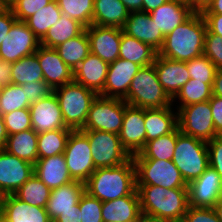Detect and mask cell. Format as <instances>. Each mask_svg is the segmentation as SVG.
Instances as JSON below:
<instances>
[{
	"label": "cell",
	"instance_id": "cell-16",
	"mask_svg": "<svg viewBox=\"0 0 222 222\" xmlns=\"http://www.w3.org/2000/svg\"><path fill=\"white\" fill-rule=\"evenodd\" d=\"M85 29L90 42V53L108 64L119 58L121 28L92 24Z\"/></svg>",
	"mask_w": 222,
	"mask_h": 222
},
{
	"label": "cell",
	"instance_id": "cell-29",
	"mask_svg": "<svg viewBox=\"0 0 222 222\" xmlns=\"http://www.w3.org/2000/svg\"><path fill=\"white\" fill-rule=\"evenodd\" d=\"M129 11L121 0H94L92 24L123 28Z\"/></svg>",
	"mask_w": 222,
	"mask_h": 222
},
{
	"label": "cell",
	"instance_id": "cell-21",
	"mask_svg": "<svg viewBox=\"0 0 222 222\" xmlns=\"http://www.w3.org/2000/svg\"><path fill=\"white\" fill-rule=\"evenodd\" d=\"M122 30L125 34L149 44L157 52L162 48L164 43L165 36L147 12H129Z\"/></svg>",
	"mask_w": 222,
	"mask_h": 222
},
{
	"label": "cell",
	"instance_id": "cell-57",
	"mask_svg": "<svg viewBox=\"0 0 222 222\" xmlns=\"http://www.w3.org/2000/svg\"><path fill=\"white\" fill-rule=\"evenodd\" d=\"M202 14H222V0H212Z\"/></svg>",
	"mask_w": 222,
	"mask_h": 222
},
{
	"label": "cell",
	"instance_id": "cell-2",
	"mask_svg": "<svg viewBox=\"0 0 222 222\" xmlns=\"http://www.w3.org/2000/svg\"><path fill=\"white\" fill-rule=\"evenodd\" d=\"M206 21L202 13L194 12L164 39L158 55L176 61H188L203 55Z\"/></svg>",
	"mask_w": 222,
	"mask_h": 222
},
{
	"label": "cell",
	"instance_id": "cell-55",
	"mask_svg": "<svg viewBox=\"0 0 222 222\" xmlns=\"http://www.w3.org/2000/svg\"><path fill=\"white\" fill-rule=\"evenodd\" d=\"M169 0H143L142 12L150 13Z\"/></svg>",
	"mask_w": 222,
	"mask_h": 222
},
{
	"label": "cell",
	"instance_id": "cell-56",
	"mask_svg": "<svg viewBox=\"0 0 222 222\" xmlns=\"http://www.w3.org/2000/svg\"><path fill=\"white\" fill-rule=\"evenodd\" d=\"M212 0H191L188 4L194 12L202 13Z\"/></svg>",
	"mask_w": 222,
	"mask_h": 222
},
{
	"label": "cell",
	"instance_id": "cell-23",
	"mask_svg": "<svg viewBox=\"0 0 222 222\" xmlns=\"http://www.w3.org/2000/svg\"><path fill=\"white\" fill-rule=\"evenodd\" d=\"M0 218L5 222H52L46 208L29 205L14 194L4 196Z\"/></svg>",
	"mask_w": 222,
	"mask_h": 222
},
{
	"label": "cell",
	"instance_id": "cell-65",
	"mask_svg": "<svg viewBox=\"0 0 222 222\" xmlns=\"http://www.w3.org/2000/svg\"><path fill=\"white\" fill-rule=\"evenodd\" d=\"M4 83H5V78H0V93H1Z\"/></svg>",
	"mask_w": 222,
	"mask_h": 222
},
{
	"label": "cell",
	"instance_id": "cell-44",
	"mask_svg": "<svg viewBox=\"0 0 222 222\" xmlns=\"http://www.w3.org/2000/svg\"><path fill=\"white\" fill-rule=\"evenodd\" d=\"M102 203L85 191L78 203L81 222H103Z\"/></svg>",
	"mask_w": 222,
	"mask_h": 222
},
{
	"label": "cell",
	"instance_id": "cell-45",
	"mask_svg": "<svg viewBox=\"0 0 222 222\" xmlns=\"http://www.w3.org/2000/svg\"><path fill=\"white\" fill-rule=\"evenodd\" d=\"M203 54L222 70V38L219 35L206 31Z\"/></svg>",
	"mask_w": 222,
	"mask_h": 222
},
{
	"label": "cell",
	"instance_id": "cell-37",
	"mask_svg": "<svg viewBox=\"0 0 222 222\" xmlns=\"http://www.w3.org/2000/svg\"><path fill=\"white\" fill-rule=\"evenodd\" d=\"M72 129H56L38 134V159L64 153Z\"/></svg>",
	"mask_w": 222,
	"mask_h": 222
},
{
	"label": "cell",
	"instance_id": "cell-58",
	"mask_svg": "<svg viewBox=\"0 0 222 222\" xmlns=\"http://www.w3.org/2000/svg\"><path fill=\"white\" fill-rule=\"evenodd\" d=\"M129 12L142 11L143 0H121Z\"/></svg>",
	"mask_w": 222,
	"mask_h": 222
},
{
	"label": "cell",
	"instance_id": "cell-6",
	"mask_svg": "<svg viewBox=\"0 0 222 222\" xmlns=\"http://www.w3.org/2000/svg\"><path fill=\"white\" fill-rule=\"evenodd\" d=\"M172 161L188 185L209 166L207 142L180 132Z\"/></svg>",
	"mask_w": 222,
	"mask_h": 222
},
{
	"label": "cell",
	"instance_id": "cell-13",
	"mask_svg": "<svg viewBox=\"0 0 222 222\" xmlns=\"http://www.w3.org/2000/svg\"><path fill=\"white\" fill-rule=\"evenodd\" d=\"M32 175L33 164L4 149L0 151V191L4 196L13 195Z\"/></svg>",
	"mask_w": 222,
	"mask_h": 222
},
{
	"label": "cell",
	"instance_id": "cell-43",
	"mask_svg": "<svg viewBox=\"0 0 222 222\" xmlns=\"http://www.w3.org/2000/svg\"><path fill=\"white\" fill-rule=\"evenodd\" d=\"M8 135L32 129L29 108H22L3 115Z\"/></svg>",
	"mask_w": 222,
	"mask_h": 222
},
{
	"label": "cell",
	"instance_id": "cell-11",
	"mask_svg": "<svg viewBox=\"0 0 222 222\" xmlns=\"http://www.w3.org/2000/svg\"><path fill=\"white\" fill-rule=\"evenodd\" d=\"M63 154L73 180L85 183L96 170L89 139L81 130L71 131Z\"/></svg>",
	"mask_w": 222,
	"mask_h": 222
},
{
	"label": "cell",
	"instance_id": "cell-28",
	"mask_svg": "<svg viewBox=\"0 0 222 222\" xmlns=\"http://www.w3.org/2000/svg\"><path fill=\"white\" fill-rule=\"evenodd\" d=\"M172 106L145 109L146 142L170 134L178 127L177 111Z\"/></svg>",
	"mask_w": 222,
	"mask_h": 222
},
{
	"label": "cell",
	"instance_id": "cell-17",
	"mask_svg": "<svg viewBox=\"0 0 222 222\" xmlns=\"http://www.w3.org/2000/svg\"><path fill=\"white\" fill-rule=\"evenodd\" d=\"M141 68L129 60L117 58L109 64L104 90L100 96L124 100L134 76Z\"/></svg>",
	"mask_w": 222,
	"mask_h": 222
},
{
	"label": "cell",
	"instance_id": "cell-1",
	"mask_svg": "<svg viewBox=\"0 0 222 222\" xmlns=\"http://www.w3.org/2000/svg\"><path fill=\"white\" fill-rule=\"evenodd\" d=\"M137 191L144 217L182 222L189 207L188 188L137 185Z\"/></svg>",
	"mask_w": 222,
	"mask_h": 222
},
{
	"label": "cell",
	"instance_id": "cell-47",
	"mask_svg": "<svg viewBox=\"0 0 222 222\" xmlns=\"http://www.w3.org/2000/svg\"><path fill=\"white\" fill-rule=\"evenodd\" d=\"M182 222H220L211 207H188Z\"/></svg>",
	"mask_w": 222,
	"mask_h": 222
},
{
	"label": "cell",
	"instance_id": "cell-53",
	"mask_svg": "<svg viewBox=\"0 0 222 222\" xmlns=\"http://www.w3.org/2000/svg\"><path fill=\"white\" fill-rule=\"evenodd\" d=\"M80 210L63 212L52 222H81Z\"/></svg>",
	"mask_w": 222,
	"mask_h": 222
},
{
	"label": "cell",
	"instance_id": "cell-4",
	"mask_svg": "<svg viewBox=\"0 0 222 222\" xmlns=\"http://www.w3.org/2000/svg\"><path fill=\"white\" fill-rule=\"evenodd\" d=\"M124 101L130 106L144 109L174 105L159 82L154 64L142 67L138 71Z\"/></svg>",
	"mask_w": 222,
	"mask_h": 222
},
{
	"label": "cell",
	"instance_id": "cell-7",
	"mask_svg": "<svg viewBox=\"0 0 222 222\" xmlns=\"http://www.w3.org/2000/svg\"><path fill=\"white\" fill-rule=\"evenodd\" d=\"M124 111V100L97 95L91 103L86 123L81 131H104L119 134Z\"/></svg>",
	"mask_w": 222,
	"mask_h": 222
},
{
	"label": "cell",
	"instance_id": "cell-48",
	"mask_svg": "<svg viewBox=\"0 0 222 222\" xmlns=\"http://www.w3.org/2000/svg\"><path fill=\"white\" fill-rule=\"evenodd\" d=\"M209 166L214 168L222 180V135L207 142Z\"/></svg>",
	"mask_w": 222,
	"mask_h": 222
},
{
	"label": "cell",
	"instance_id": "cell-51",
	"mask_svg": "<svg viewBox=\"0 0 222 222\" xmlns=\"http://www.w3.org/2000/svg\"><path fill=\"white\" fill-rule=\"evenodd\" d=\"M16 21L17 18L11 8L0 13V45Z\"/></svg>",
	"mask_w": 222,
	"mask_h": 222
},
{
	"label": "cell",
	"instance_id": "cell-26",
	"mask_svg": "<svg viewBox=\"0 0 222 222\" xmlns=\"http://www.w3.org/2000/svg\"><path fill=\"white\" fill-rule=\"evenodd\" d=\"M194 11L189 4L178 0H169L149 13L152 21L164 36L185 22Z\"/></svg>",
	"mask_w": 222,
	"mask_h": 222
},
{
	"label": "cell",
	"instance_id": "cell-15",
	"mask_svg": "<svg viewBox=\"0 0 222 222\" xmlns=\"http://www.w3.org/2000/svg\"><path fill=\"white\" fill-rule=\"evenodd\" d=\"M189 206L213 207L222 197V180L214 168L208 166L203 174L187 185Z\"/></svg>",
	"mask_w": 222,
	"mask_h": 222
},
{
	"label": "cell",
	"instance_id": "cell-59",
	"mask_svg": "<svg viewBox=\"0 0 222 222\" xmlns=\"http://www.w3.org/2000/svg\"><path fill=\"white\" fill-rule=\"evenodd\" d=\"M8 138V133L4 124L3 116L0 115V151L5 148L6 140Z\"/></svg>",
	"mask_w": 222,
	"mask_h": 222
},
{
	"label": "cell",
	"instance_id": "cell-25",
	"mask_svg": "<svg viewBox=\"0 0 222 222\" xmlns=\"http://www.w3.org/2000/svg\"><path fill=\"white\" fill-rule=\"evenodd\" d=\"M142 217L139 194L102 203L103 222H140Z\"/></svg>",
	"mask_w": 222,
	"mask_h": 222
},
{
	"label": "cell",
	"instance_id": "cell-52",
	"mask_svg": "<svg viewBox=\"0 0 222 222\" xmlns=\"http://www.w3.org/2000/svg\"><path fill=\"white\" fill-rule=\"evenodd\" d=\"M210 33L219 35L222 38V14H202Z\"/></svg>",
	"mask_w": 222,
	"mask_h": 222
},
{
	"label": "cell",
	"instance_id": "cell-30",
	"mask_svg": "<svg viewBox=\"0 0 222 222\" xmlns=\"http://www.w3.org/2000/svg\"><path fill=\"white\" fill-rule=\"evenodd\" d=\"M6 82L23 85L44 81L43 70L36 54H31L6 66Z\"/></svg>",
	"mask_w": 222,
	"mask_h": 222
},
{
	"label": "cell",
	"instance_id": "cell-12",
	"mask_svg": "<svg viewBox=\"0 0 222 222\" xmlns=\"http://www.w3.org/2000/svg\"><path fill=\"white\" fill-rule=\"evenodd\" d=\"M40 46L39 39L24 21H16L0 45V59L10 63L34 54Z\"/></svg>",
	"mask_w": 222,
	"mask_h": 222
},
{
	"label": "cell",
	"instance_id": "cell-46",
	"mask_svg": "<svg viewBox=\"0 0 222 222\" xmlns=\"http://www.w3.org/2000/svg\"><path fill=\"white\" fill-rule=\"evenodd\" d=\"M49 3L50 0H18L11 10L18 21H25Z\"/></svg>",
	"mask_w": 222,
	"mask_h": 222
},
{
	"label": "cell",
	"instance_id": "cell-49",
	"mask_svg": "<svg viewBox=\"0 0 222 222\" xmlns=\"http://www.w3.org/2000/svg\"><path fill=\"white\" fill-rule=\"evenodd\" d=\"M21 87L25 90L30 104L37 102L52 92V89L44 81H34L31 84L26 83L21 85Z\"/></svg>",
	"mask_w": 222,
	"mask_h": 222
},
{
	"label": "cell",
	"instance_id": "cell-18",
	"mask_svg": "<svg viewBox=\"0 0 222 222\" xmlns=\"http://www.w3.org/2000/svg\"><path fill=\"white\" fill-rule=\"evenodd\" d=\"M29 109L32 129L37 134L56 129H70L64 123L58 99L53 91L32 103Z\"/></svg>",
	"mask_w": 222,
	"mask_h": 222
},
{
	"label": "cell",
	"instance_id": "cell-9",
	"mask_svg": "<svg viewBox=\"0 0 222 222\" xmlns=\"http://www.w3.org/2000/svg\"><path fill=\"white\" fill-rule=\"evenodd\" d=\"M178 128L183 134L205 142L213 140L215 132L209 100L193 103L177 110Z\"/></svg>",
	"mask_w": 222,
	"mask_h": 222
},
{
	"label": "cell",
	"instance_id": "cell-60",
	"mask_svg": "<svg viewBox=\"0 0 222 222\" xmlns=\"http://www.w3.org/2000/svg\"><path fill=\"white\" fill-rule=\"evenodd\" d=\"M215 211L219 221L222 222V197L212 207Z\"/></svg>",
	"mask_w": 222,
	"mask_h": 222
},
{
	"label": "cell",
	"instance_id": "cell-34",
	"mask_svg": "<svg viewBox=\"0 0 222 222\" xmlns=\"http://www.w3.org/2000/svg\"><path fill=\"white\" fill-rule=\"evenodd\" d=\"M180 132V129L177 127L170 134L146 142L144 148L138 154L133 155L132 158L172 160L177 136Z\"/></svg>",
	"mask_w": 222,
	"mask_h": 222
},
{
	"label": "cell",
	"instance_id": "cell-39",
	"mask_svg": "<svg viewBox=\"0 0 222 222\" xmlns=\"http://www.w3.org/2000/svg\"><path fill=\"white\" fill-rule=\"evenodd\" d=\"M212 84L213 83H203L199 80L191 79L181 87L176 96L172 99V102L179 99V106L177 105V110L181 107L208 101L212 96Z\"/></svg>",
	"mask_w": 222,
	"mask_h": 222
},
{
	"label": "cell",
	"instance_id": "cell-27",
	"mask_svg": "<svg viewBox=\"0 0 222 222\" xmlns=\"http://www.w3.org/2000/svg\"><path fill=\"white\" fill-rule=\"evenodd\" d=\"M34 175L51 190L74 181L69 174L63 153L38 159L34 164Z\"/></svg>",
	"mask_w": 222,
	"mask_h": 222
},
{
	"label": "cell",
	"instance_id": "cell-63",
	"mask_svg": "<svg viewBox=\"0 0 222 222\" xmlns=\"http://www.w3.org/2000/svg\"><path fill=\"white\" fill-rule=\"evenodd\" d=\"M8 8H11L18 0H3Z\"/></svg>",
	"mask_w": 222,
	"mask_h": 222
},
{
	"label": "cell",
	"instance_id": "cell-35",
	"mask_svg": "<svg viewBox=\"0 0 222 222\" xmlns=\"http://www.w3.org/2000/svg\"><path fill=\"white\" fill-rule=\"evenodd\" d=\"M66 65L74 70L89 54L90 42L86 29L75 38L54 48Z\"/></svg>",
	"mask_w": 222,
	"mask_h": 222
},
{
	"label": "cell",
	"instance_id": "cell-42",
	"mask_svg": "<svg viewBox=\"0 0 222 222\" xmlns=\"http://www.w3.org/2000/svg\"><path fill=\"white\" fill-rule=\"evenodd\" d=\"M186 65L191 79L213 83L217 68L204 54L186 61Z\"/></svg>",
	"mask_w": 222,
	"mask_h": 222
},
{
	"label": "cell",
	"instance_id": "cell-67",
	"mask_svg": "<svg viewBox=\"0 0 222 222\" xmlns=\"http://www.w3.org/2000/svg\"><path fill=\"white\" fill-rule=\"evenodd\" d=\"M178 1H182V2H184V3H189L191 0H178Z\"/></svg>",
	"mask_w": 222,
	"mask_h": 222
},
{
	"label": "cell",
	"instance_id": "cell-50",
	"mask_svg": "<svg viewBox=\"0 0 222 222\" xmlns=\"http://www.w3.org/2000/svg\"><path fill=\"white\" fill-rule=\"evenodd\" d=\"M215 132L222 135V98L212 95L209 100Z\"/></svg>",
	"mask_w": 222,
	"mask_h": 222
},
{
	"label": "cell",
	"instance_id": "cell-24",
	"mask_svg": "<svg viewBox=\"0 0 222 222\" xmlns=\"http://www.w3.org/2000/svg\"><path fill=\"white\" fill-rule=\"evenodd\" d=\"M109 64L90 53L75 69L74 81L100 95L108 73Z\"/></svg>",
	"mask_w": 222,
	"mask_h": 222
},
{
	"label": "cell",
	"instance_id": "cell-22",
	"mask_svg": "<svg viewBox=\"0 0 222 222\" xmlns=\"http://www.w3.org/2000/svg\"><path fill=\"white\" fill-rule=\"evenodd\" d=\"M84 192L85 183L76 180L51 190L46 205L50 220H55L63 212L79 210L78 203Z\"/></svg>",
	"mask_w": 222,
	"mask_h": 222
},
{
	"label": "cell",
	"instance_id": "cell-31",
	"mask_svg": "<svg viewBox=\"0 0 222 222\" xmlns=\"http://www.w3.org/2000/svg\"><path fill=\"white\" fill-rule=\"evenodd\" d=\"M37 146L38 134L28 129L8 135L4 150L34 165L38 160Z\"/></svg>",
	"mask_w": 222,
	"mask_h": 222
},
{
	"label": "cell",
	"instance_id": "cell-40",
	"mask_svg": "<svg viewBox=\"0 0 222 222\" xmlns=\"http://www.w3.org/2000/svg\"><path fill=\"white\" fill-rule=\"evenodd\" d=\"M30 105L21 85L5 81L0 93V115L3 116L18 109L29 108Z\"/></svg>",
	"mask_w": 222,
	"mask_h": 222
},
{
	"label": "cell",
	"instance_id": "cell-14",
	"mask_svg": "<svg viewBox=\"0 0 222 222\" xmlns=\"http://www.w3.org/2000/svg\"><path fill=\"white\" fill-rule=\"evenodd\" d=\"M145 109L130 106L125 102V111L119 138L122 147L132 157L146 144Z\"/></svg>",
	"mask_w": 222,
	"mask_h": 222
},
{
	"label": "cell",
	"instance_id": "cell-33",
	"mask_svg": "<svg viewBox=\"0 0 222 222\" xmlns=\"http://www.w3.org/2000/svg\"><path fill=\"white\" fill-rule=\"evenodd\" d=\"M85 30V27L78 21L69 18L66 14L50 27L46 35L40 40V45L47 48H55L68 39L75 38Z\"/></svg>",
	"mask_w": 222,
	"mask_h": 222
},
{
	"label": "cell",
	"instance_id": "cell-19",
	"mask_svg": "<svg viewBox=\"0 0 222 222\" xmlns=\"http://www.w3.org/2000/svg\"><path fill=\"white\" fill-rule=\"evenodd\" d=\"M35 54L43 70L44 82L52 90L74 81V70L64 63L54 48L40 45Z\"/></svg>",
	"mask_w": 222,
	"mask_h": 222
},
{
	"label": "cell",
	"instance_id": "cell-8",
	"mask_svg": "<svg viewBox=\"0 0 222 222\" xmlns=\"http://www.w3.org/2000/svg\"><path fill=\"white\" fill-rule=\"evenodd\" d=\"M137 185H155L164 188H187L180 171L172 160L133 159Z\"/></svg>",
	"mask_w": 222,
	"mask_h": 222
},
{
	"label": "cell",
	"instance_id": "cell-5",
	"mask_svg": "<svg viewBox=\"0 0 222 222\" xmlns=\"http://www.w3.org/2000/svg\"><path fill=\"white\" fill-rule=\"evenodd\" d=\"M52 91L58 99L66 127L72 130H81L86 123L91 103L97 94L75 81Z\"/></svg>",
	"mask_w": 222,
	"mask_h": 222
},
{
	"label": "cell",
	"instance_id": "cell-64",
	"mask_svg": "<svg viewBox=\"0 0 222 222\" xmlns=\"http://www.w3.org/2000/svg\"><path fill=\"white\" fill-rule=\"evenodd\" d=\"M8 7L6 6V4L4 3L3 0H0V13L4 12L5 10H7Z\"/></svg>",
	"mask_w": 222,
	"mask_h": 222
},
{
	"label": "cell",
	"instance_id": "cell-61",
	"mask_svg": "<svg viewBox=\"0 0 222 222\" xmlns=\"http://www.w3.org/2000/svg\"><path fill=\"white\" fill-rule=\"evenodd\" d=\"M0 78H6V65L0 59Z\"/></svg>",
	"mask_w": 222,
	"mask_h": 222
},
{
	"label": "cell",
	"instance_id": "cell-3",
	"mask_svg": "<svg viewBox=\"0 0 222 222\" xmlns=\"http://www.w3.org/2000/svg\"><path fill=\"white\" fill-rule=\"evenodd\" d=\"M85 191L101 202L138 194L133 158L116 167L96 169L85 182Z\"/></svg>",
	"mask_w": 222,
	"mask_h": 222
},
{
	"label": "cell",
	"instance_id": "cell-10",
	"mask_svg": "<svg viewBox=\"0 0 222 222\" xmlns=\"http://www.w3.org/2000/svg\"><path fill=\"white\" fill-rule=\"evenodd\" d=\"M89 139L92 159L96 169L116 167L131 156L122 147L119 134L104 131H82Z\"/></svg>",
	"mask_w": 222,
	"mask_h": 222
},
{
	"label": "cell",
	"instance_id": "cell-20",
	"mask_svg": "<svg viewBox=\"0 0 222 222\" xmlns=\"http://www.w3.org/2000/svg\"><path fill=\"white\" fill-rule=\"evenodd\" d=\"M153 64L161 86L173 99L181 87L190 80L186 62L168 59L157 54Z\"/></svg>",
	"mask_w": 222,
	"mask_h": 222
},
{
	"label": "cell",
	"instance_id": "cell-54",
	"mask_svg": "<svg viewBox=\"0 0 222 222\" xmlns=\"http://www.w3.org/2000/svg\"><path fill=\"white\" fill-rule=\"evenodd\" d=\"M212 95L222 98V70H216L212 84Z\"/></svg>",
	"mask_w": 222,
	"mask_h": 222
},
{
	"label": "cell",
	"instance_id": "cell-38",
	"mask_svg": "<svg viewBox=\"0 0 222 222\" xmlns=\"http://www.w3.org/2000/svg\"><path fill=\"white\" fill-rule=\"evenodd\" d=\"M51 189L41 181L36 175H32L14 195L28 203L38 207L46 208L47 201L50 198Z\"/></svg>",
	"mask_w": 222,
	"mask_h": 222
},
{
	"label": "cell",
	"instance_id": "cell-36",
	"mask_svg": "<svg viewBox=\"0 0 222 222\" xmlns=\"http://www.w3.org/2000/svg\"><path fill=\"white\" fill-rule=\"evenodd\" d=\"M62 12L58 6L57 0L50 3L31 15L24 22L39 39L46 35L50 27L54 26L57 20L60 19Z\"/></svg>",
	"mask_w": 222,
	"mask_h": 222
},
{
	"label": "cell",
	"instance_id": "cell-62",
	"mask_svg": "<svg viewBox=\"0 0 222 222\" xmlns=\"http://www.w3.org/2000/svg\"><path fill=\"white\" fill-rule=\"evenodd\" d=\"M140 222H171V221L156 220V219H151V218H147L143 216Z\"/></svg>",
	"mask_w": 222,
	"mask_h": 222
},
{
	"label": "cell",
	"instance_id": "cell-66",
	"mask_svg": "<svg viewBox=\"0 0 222 222\" xmlns=\"http://www.w3.org/2000/svg\"><path fill=\"white\" fill-rule=\"evenodd\" d=\"M3 198H4V195L0 191V208H1V204H2Z\"/></svg>",
	"mask_w": 222,
	"mask_h": 222
},
{
	"label": "cell",
	"instance_id": "cell-41",
	"mask_svg": "<svg viewBox=\"0 0 222 222\" xmlns=\"http://www.w3.org/2000/svg\"><path fill=\"white\" fill-rule=\"evenodd\" d=\"M63 14L80 22L85 28L92 25L94 0H57Z\"/></svg>",
	"mask_w": 222,
	"mask_h": 222
},
{
	"label": "cell",
	"instance_id": "cell-32",
	"mask_svg": "<svg viewBox=\"0 0 222 222\" xmlns=\"http://www.w3.org/2000/svg\"><path fill=\"white\" fill-rule=\"evenodd\" d=\"M157 54L149 44L125 34L122 30L119 58L146 67L154 63Z\"/></svg>",
	"mask_w": 222,
	"mask_h": 222
}]
</instances>
